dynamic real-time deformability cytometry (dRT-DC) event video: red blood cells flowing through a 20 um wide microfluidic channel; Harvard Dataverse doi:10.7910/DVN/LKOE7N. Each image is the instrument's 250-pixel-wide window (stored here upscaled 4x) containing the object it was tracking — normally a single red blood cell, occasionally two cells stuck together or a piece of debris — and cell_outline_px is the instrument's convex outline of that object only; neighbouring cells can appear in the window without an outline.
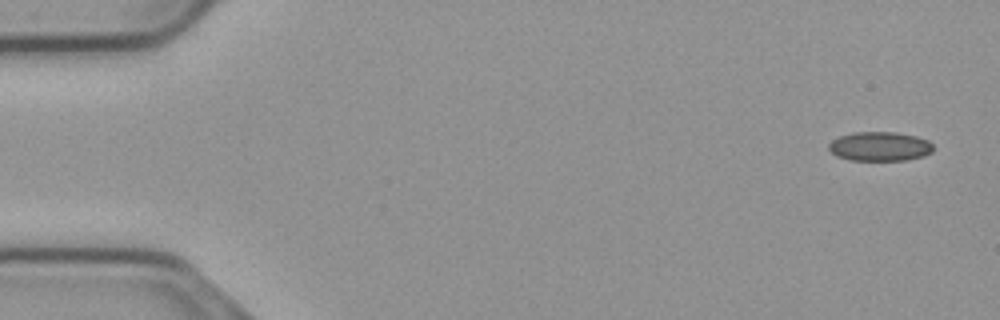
{"species": "common noctule bat (a hibernating species)", "species_latin": "Nyctalus noctula", "temperature_condition": "cold", "stored_images_in_passage": 11, "camera_frame_rate_fps": 3000, "um_per_image_px": 0.085, "animal": {"sex": "male", "body_mass_g": 23.1, "forearm_length_mm": 52.7}, "frame": {"image": 1, "passage_image": 1, "time_ms": 0.0, "image_size_px": [1000, 320], "cell_outline_px": [[932, 152], [924, 156], [908, 160], [852, 160], [836, 156], [828, 148], [828, 144], [832, 140], [840, 136], [856, 132], [896, 132], [916, 136], [928, 140], [932, 144]], "centroid_in_image_um": [74.79, 12.44], "position_along_channel_um": 10.2, "area_um2": 17.8}}